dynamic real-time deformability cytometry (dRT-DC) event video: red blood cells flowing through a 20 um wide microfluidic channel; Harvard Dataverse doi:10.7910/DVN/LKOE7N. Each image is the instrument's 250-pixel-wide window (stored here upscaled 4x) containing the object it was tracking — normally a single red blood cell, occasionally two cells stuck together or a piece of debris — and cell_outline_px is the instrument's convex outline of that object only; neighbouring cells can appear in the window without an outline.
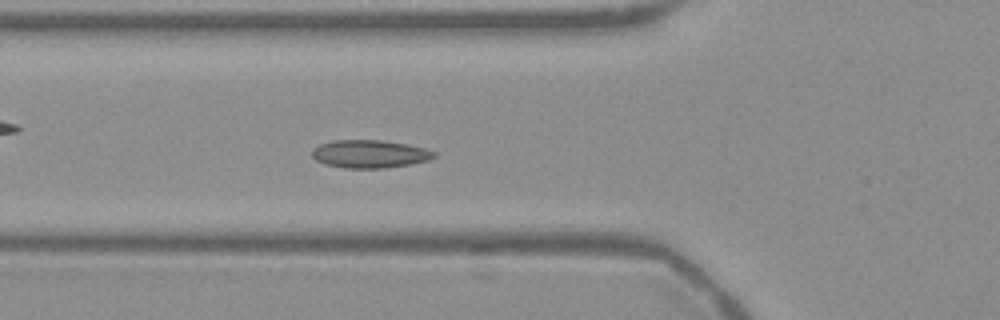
{"species": "Egyptian fruit bat (a non-hibernating species)", "species_latin": "Rousettus aegyptiacus", "temperature_condition": "warm", "stored_images_in_passage": 38, "camera_frame_rate_fps": 3000, "um_per_image_px": 0.085, "frame": {"image": 1, "passage_image": 3, "time_ms": 0.667, "image_size_px": [1000, 320], "cell_outline_px": [[436, 156], [428, 160], [408, 164], [384, 168], [344, 168], [324, 164], [316, 160], [312, 156], [312, 148], [320, 144], [332, 140], [380, 140], [408, 144], [424, 148], [436, 152]], "centroid_in_image_um": [31.39, 13.08], "position_along_channel_um": 94.4, "area_um2": 19.88}}
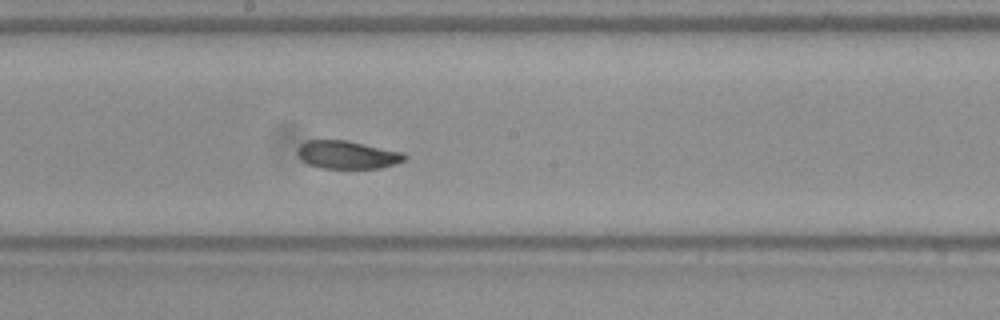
{"frame": {"image": 2, "passage_image": 13, "time_ms": 4.0, "image_size_px": [1000, 320], "cell_outline_px": [[408, 156], [404, 160], [396, 164], [380, 168], [320, 168], [308, 164], [296, 152], [300, 144], [308, 140], [348, 140], [404, 152]], "centroid_in_image_um": [29.56, 13.15], "position_along_channel_um": 218.6, "area_um2": 17.57}}
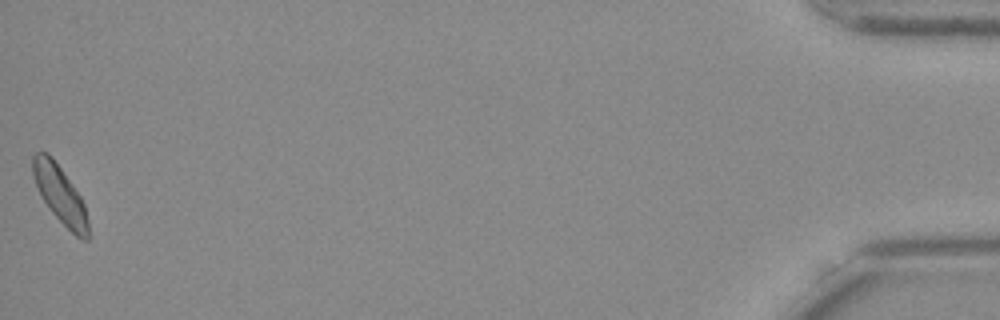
{"frame": {"image": 3, "passage_image": 38, "time_ms": 12.333, "image_size_px": [1000, 320], "cell_outline_px": [[88, 240], [84, 240], [76, 236], [52, 212], [44, 200], [32, 176], [32, 156], [36, 152], [48, 152], [52, 156], [72, 184], [80, 196], [84, 204], [88, 220]], "centroid_in_image_um": [5.1, 16.5], "position_along_channel_um": 430.1, "area_um2": 18.21}, "authors_computed_cell_mechanics": {"area_um2": 18.1781, "velocity_mm_per_s": 3.7276, "shape_relaxation_time_tau1_ms": null, "shape_relaxation_time_tau2_ms": 2.6844, "deformation_change_tau1": null, "deformation_change_tau2": 0.0447}}